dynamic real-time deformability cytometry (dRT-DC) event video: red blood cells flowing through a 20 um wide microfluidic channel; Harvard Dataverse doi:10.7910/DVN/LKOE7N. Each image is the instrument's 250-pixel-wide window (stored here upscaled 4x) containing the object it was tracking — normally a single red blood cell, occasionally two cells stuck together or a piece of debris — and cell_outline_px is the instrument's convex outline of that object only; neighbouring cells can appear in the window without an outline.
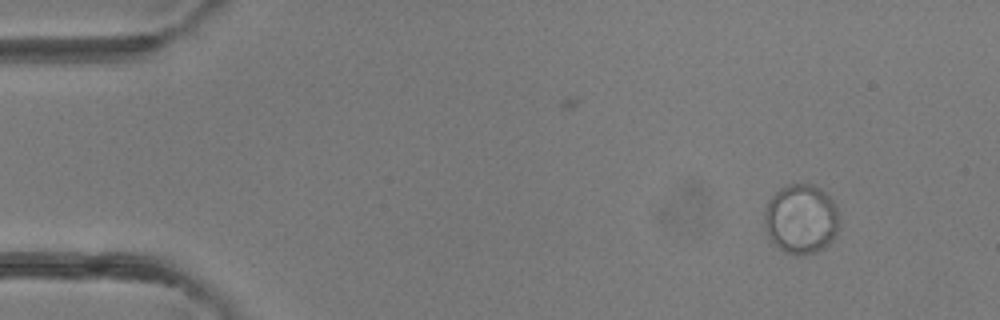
{"species": "common noctule bat (a hibernating species)", "species_latin": "Nyctalus noctula", "temperature_condition": "room temperature", "stored_images_in_passage": 4, "camera_frame_rate_fps": 3000, "um_per_image_px": 0.085, "animal": {"sex": "female"}, "frame": {"image": 1, "passage_image": 1, "time_ms": 0.0, "image_size_px": [1000, 320], "cell_outline_px": [[836, 232], [832, 240], [828, 244], [816, 252], [804, 256], [796, 256], [784, 252], [768, 236], [764, 224], [764, 212], [768, 200], [780, 188], [788, 184], [812, 184], [820, 188], [832, 200], [836, 208]], "centroid_in_image_um": [68.04, 18.62], "position_along_channel_um": 17.0, "area_um2": 30.11}}
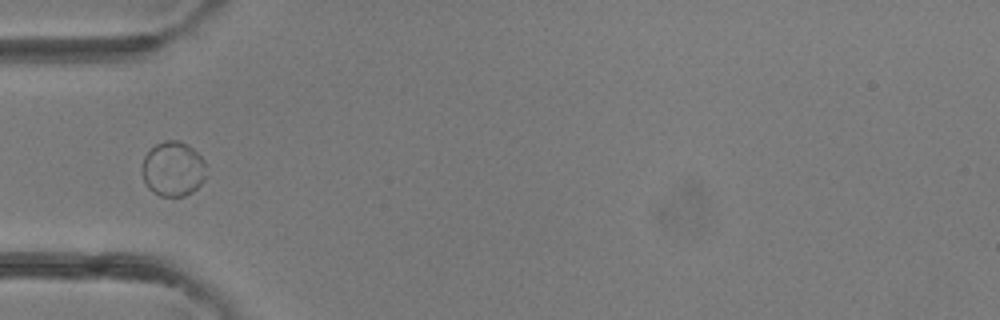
{"frame": {"image": 2, "passage_image": 4, "time_ms": 3.333, "image_size_px": [1000, 320], "cell_outline_px": [[208, 176], [192, 192], [184, 196], [160, 196], [148, 188], [144, 180], [144, 156], [156, 144], [164, 140], [180, 140], [188, 144], [204, 160]], "centroid_in_image_um": [14.76, 14.35], "position_along_channel_um": 70.2, "area_um2": 20.4}}